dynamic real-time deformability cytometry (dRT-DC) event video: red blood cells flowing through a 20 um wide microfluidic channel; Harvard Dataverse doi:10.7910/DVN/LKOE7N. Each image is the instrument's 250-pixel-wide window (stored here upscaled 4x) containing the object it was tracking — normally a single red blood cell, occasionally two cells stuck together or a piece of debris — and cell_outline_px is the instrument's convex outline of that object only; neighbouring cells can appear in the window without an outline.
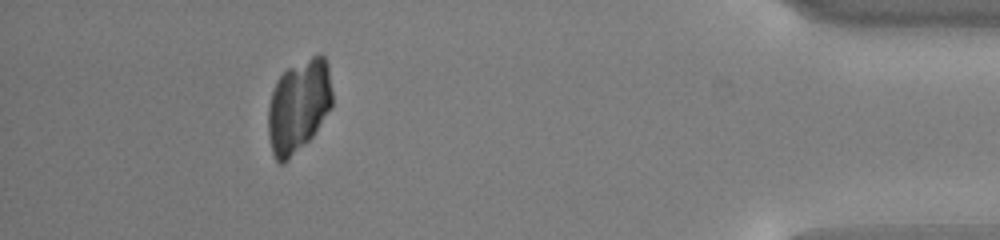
{"species": "common noctule bat (a hibernating species)", "species_latin": "Nyctalus noctula", "temperature_condition": "cold", "stored_images_in_passage": 56, "camera_frame_rate_fps": 3000, "um_per_image_px": 0.085, "animal": {"sex": "male", "body_mass_g": 13.0, "forearm_length_mm": 53.1}, "frame": {"image": 1, "passage_image": 51, "time_ms": 16.667, "image_size_px": [1000, 240], "cell_outline_px": [[332, 108], [312, 136], [284, 164], [280, 164], [276, 160], [272, 152], [268, 136], [268, 108], [272, 92], [280, 76], [288, 68], [316, 52], [320, 52], [324, 56], [328, 64], [332, 92]], "centroid_in_image_um": [25.39, 8.98], "position_along_channel_um": 409.8, "area_um2": 34.97}}